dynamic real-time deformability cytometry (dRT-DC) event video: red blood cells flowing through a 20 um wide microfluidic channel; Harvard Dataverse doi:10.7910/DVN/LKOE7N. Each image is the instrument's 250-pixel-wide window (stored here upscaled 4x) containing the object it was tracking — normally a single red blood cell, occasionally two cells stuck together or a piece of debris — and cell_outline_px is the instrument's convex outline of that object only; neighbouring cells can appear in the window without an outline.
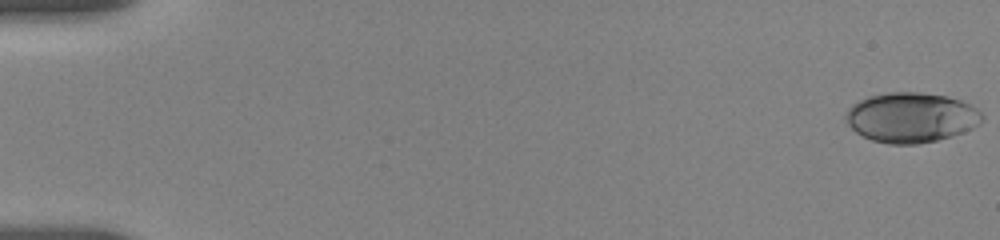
{"species": "human", "species_latin": "Homo sapiens", "temperature_condition": "room temperature", "stored_images_in_passage": 57, "camera_frame_rate_fps": 3000, "um_per_image_px": 0.085, "donor": {"sex": "female"}, "frame": {"image": 1, "passage_image": 1, "time_ms": 0.0, "image_size_px": [1000, 240], "cell_outline_px": [[984, 120], [980, 124], [964, 132], [952, 136], [936, 140], [916, 144], [888, 144], [872, 140], [856, 132], [844, 120], [844, 116], [848, 108], [852, 104], [868, 96], [888, 92], [920, 92], [948, 96], [972, 104], [984, 116]], "centroid_in_image_um": [77.46, 9.98], "position_along_channel_um": 7.5, "area_um2": 40.0}}
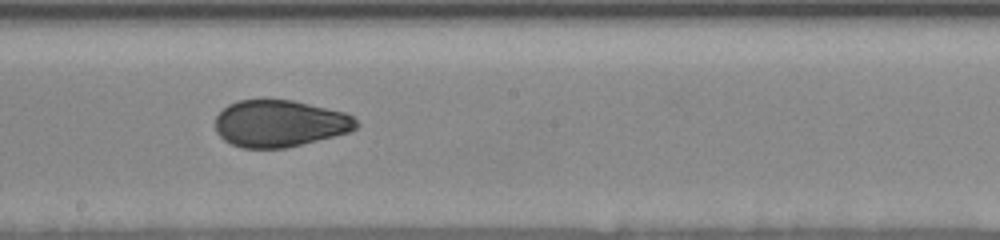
{"frame": {"image": 2, "passage_image": 34, "time_ms": 10.333, "image_size_px": [1000, 240], "cell_outline_px": [[360, 124], [356, 128], [348, 132], [288, 148], [240, 148], [224, 140], [216, 132], [216, 116], [228, 104], [240, 100], [292, 100], [344, 112], [352, 116]], "centroid_in_image_um": [23.77, 10.5], "position_along_channel_um": 224.4, "area_um2": 38.38}}
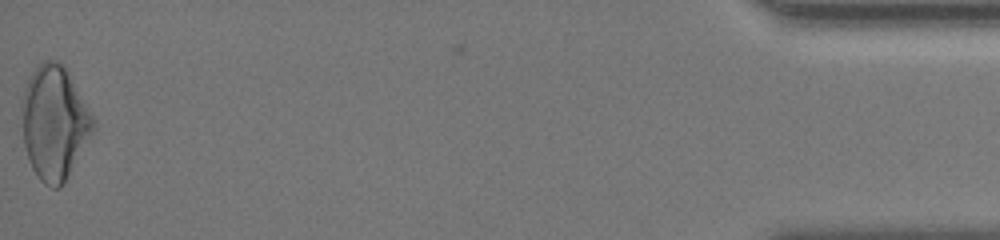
{"frame": {"image": 3, "passage_image": 57, "time_ms": 18.333, "image_size_px": [1000, 240], "cell_outline_px": [[96, 128], [60, 188], [52, 188], [44, 184], [40, 180], [32, 168], [24, 144], [20, 108], [20, 100], [24, 88], [32, 72], [44, 60], [56, 60], [64, 64], [68, 68], [96, 120]], "centroid_in_image_um": [4.63, 10.37], "position_along_channel_um": 430.6, "area_um2": 47.92}, "authors_computed_cell_mechanics": {"area_um2": 38.8416, "velocity_mm_per_s": 3.6492, "shape_relaxation_time_tau1_ms": 7.9956, "shape_relaxation_time_tau2_ms": 1.5482, "deformation_change_tau1": 0.1735, "deformation_change_tau2": 0.063}}